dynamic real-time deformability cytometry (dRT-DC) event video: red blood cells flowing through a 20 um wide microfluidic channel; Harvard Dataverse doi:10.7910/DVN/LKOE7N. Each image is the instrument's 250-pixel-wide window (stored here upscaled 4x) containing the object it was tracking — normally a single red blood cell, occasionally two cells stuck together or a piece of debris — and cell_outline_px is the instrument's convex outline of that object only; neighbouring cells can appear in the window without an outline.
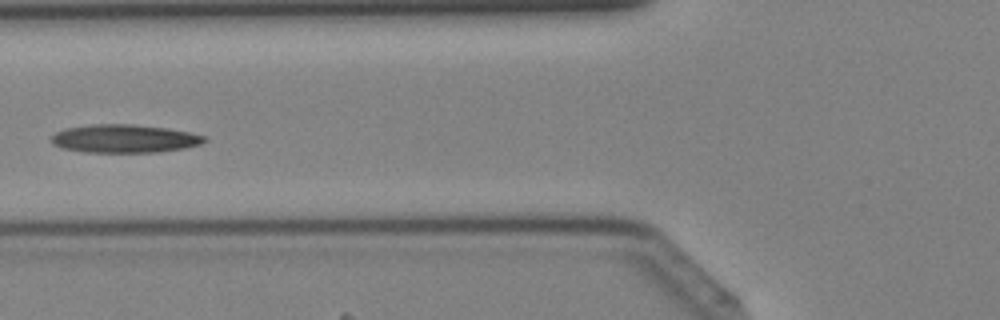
{"species": "Egyptian fruit bat (a non-hibernating species)", "species_latin": "Rousettus aegyptiacus", "temperature_condition": "cold", "stored_images_in_passage": 29, "camera_frame_rate_fps": 3000, "um_per_image_px": 0.085, "animal": {"sex": "female"}, "frame": {"image": 1, "passage_image": 4, "time_ms": 1.0, "image_size_px": [1000, 320], "cell_outline_px": [[208, 140], [200, 144], [184, 148], [156, 152], [84, 152], [60, 148], [52, 144], [52, 136], [56, 132], [68, 128], [92, 124], [132, 124], [168, 128], [188, 132], [204, 136]], "centroid_in_image_um": [10.56, 11.78], "position_along_channel_um": 115.2, "area_um2": 25.09}}
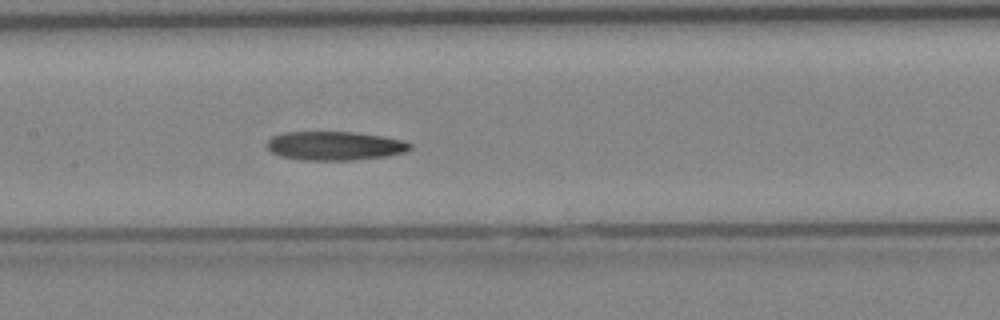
{"frame": {"image": 2, "passage_image": 8, "time_ms": 2.333, "image_size_px": [1000, 320], "cell_outline_px": [[412, 148], [404, 152], [384, 156], [352, 160], [300, 160], [280, 156], [272, 152], [268, 148], [268, 140], [272, 136], [284, 132], [356, 132], [384, 136], [404, 140], [412, 144]], "centroid_in_image_um": [28.47, 12.39], "position_along_channel_um": 178.9, "area_um2": 24.1}}
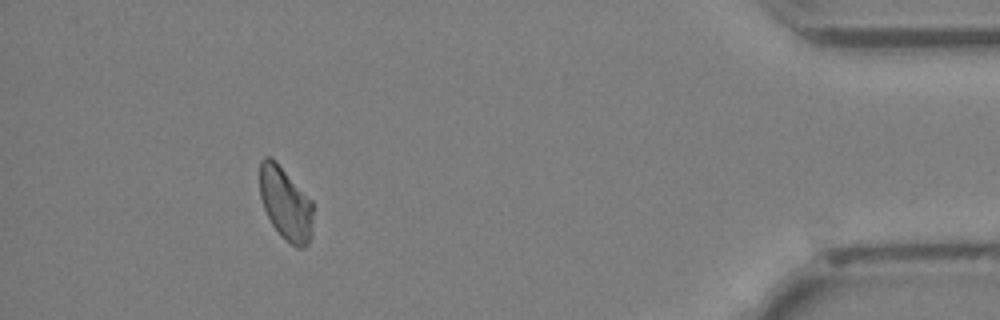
{"frame": {"image": 3, "passage_image": 26, "time_ms": 8.333, "image_size_px": [1000, 320], "cell_outline_px": [[312, 236], [308, 244], [304, 248], [296, 248], [284, 240], [280, 236], [272, 224], [264, 208], [260, 196], [260, 160], [264, 156], [272, 156], [276, 160], [312, 200]], "centroid_in_image_um": [24.28, 17.31], "position_along_channel_um": 410.9, "area_um2": 23.06}}